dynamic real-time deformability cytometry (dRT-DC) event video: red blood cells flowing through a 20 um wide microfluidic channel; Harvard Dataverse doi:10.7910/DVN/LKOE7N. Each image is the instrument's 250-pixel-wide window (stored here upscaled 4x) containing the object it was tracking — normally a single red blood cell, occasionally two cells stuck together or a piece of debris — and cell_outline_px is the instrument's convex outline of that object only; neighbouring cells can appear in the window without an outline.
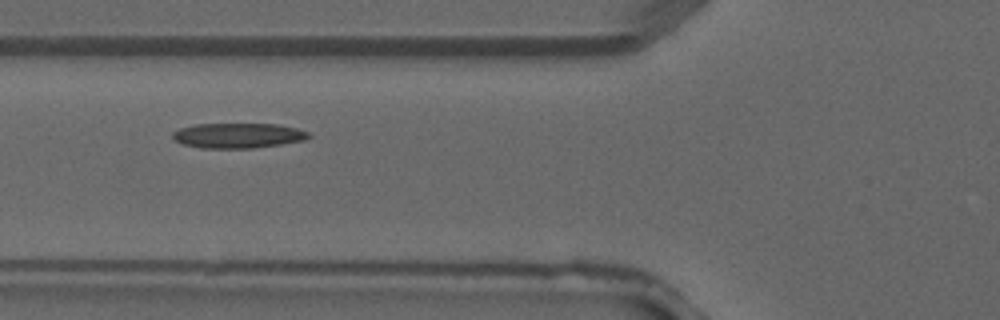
{"species": "common noctule bat (a hibernating species)", "species_latin": "Nyctalus noctula", "temperature_condition": "warm", "stored_images_in_passage": 2, "camera_frame_rate_fps": 3000, "um_per_image_px": 0.085, "animal": {"sex": "male", "forearm_length_mm": 52.5}, "frame": {"image": 1, "passage_image": 2, "time_ms": 0.333, "image_size_px": [1000, 320], "cell_outline_px": [[312, 136], [304, 140], [280, 144], [252, 148], [200, 148], [184, 144], [176, 140], [172, 136], [172, 132], [180, 128], [196, 124], [276, 124], [296, 128], [308, 132]], "centroid_in_image_um": [20.23, 11.52], "position_along_channel_um": 105.6, "area_um2": 19.71}}